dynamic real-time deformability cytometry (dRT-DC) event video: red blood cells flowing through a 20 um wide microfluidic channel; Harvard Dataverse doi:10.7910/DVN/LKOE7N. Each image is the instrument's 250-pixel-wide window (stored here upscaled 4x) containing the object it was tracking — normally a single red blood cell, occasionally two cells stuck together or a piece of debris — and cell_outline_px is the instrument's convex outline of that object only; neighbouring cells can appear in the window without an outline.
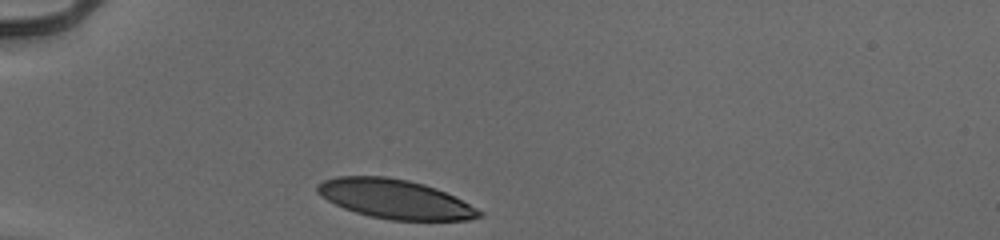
{"species": "human", "species_latin": "Homo sapiens", "temperature_condition": "cold", "stored_images_in_passage": 30, "camera_frame_rate_fps": 3000, "um_per_image_px": 0.085, "donor": {"sex": "male"}, "frame": {"image": 1, "passage_image": 1, "time_ms": 0.0, "image_size_px": [1000, 240], "cell_outline_px": [[484, 216], [468, 220], [392, 220], [372, 216], [356, 212], [344, 208], [320, 196], [316, 192], [316, 184], [324, 180], [336, 176], [384, 176], [408, 180], [424, 184], [436, 188], [484, 212]], "centroid_in_image_um": [33.55, 16.91], "position_along_channel_um": 51.5, "area_um2": 36.7}}
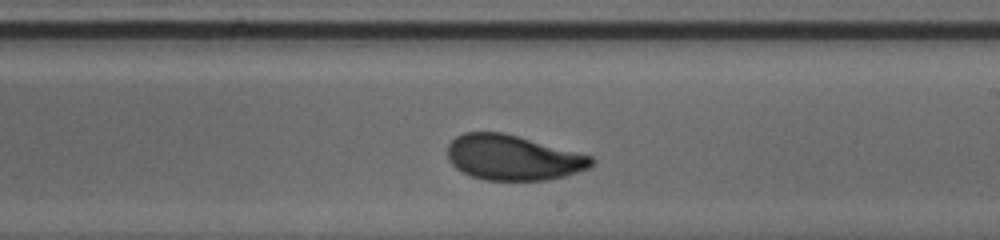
{"frame": {"image": 2, "passage_image": 18, "time_ms": 5.667, "image_size_px": [1000, 240], "cell_outline_px": [[596, 160], [588, 168], [564, 176], [548, 180], [484, 180], [472, 176], [456, 168], [448, 160], [448, 144], [456, 136], [464, 132], [504, 132], [592, 156]], "centroid_in_image_um": [43.59, 13.39], "position_along_channel_um": 245.4, "area_um2": 37.8}}
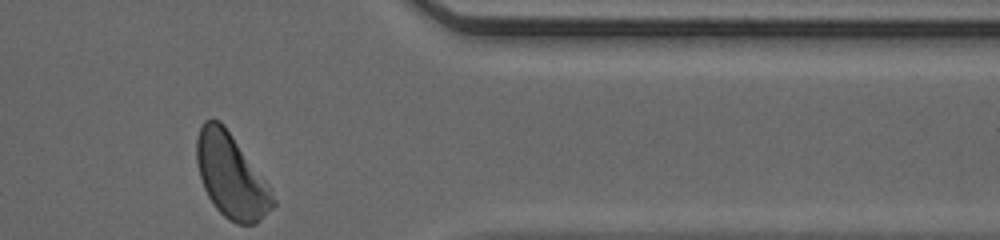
{"frame": {"image": 3, "passage_image": 30, "time_ms": 9.667, "image_size_px": [1000, 240], "cell_outline_px": [[276, 204], [256, 224], [236, 224], [228, 220], [216, 208], [208, 196], [204, 188], [200, 176], [196, 160], [196, 140], [200, 128], [204, 120], [220, 120], [224, 124], [268, 184], [276, 200]], "centroid_in_image_um": [19.65, 14.97], "position_along_channel_um": 391.8, "area_um2": 37.11}, "authors_computed_cell_mechanics": {"area_um2": 38.3503, "velocity_mm_per_s": 3.9196, "shape_relaxation_time_tau1_ms": 3.2207, "shape_relaxation_time_tau2_ms": 0.7762, "deformation_change_tau1": 0.1382, "deformation_change_tau2": 0.0549}}